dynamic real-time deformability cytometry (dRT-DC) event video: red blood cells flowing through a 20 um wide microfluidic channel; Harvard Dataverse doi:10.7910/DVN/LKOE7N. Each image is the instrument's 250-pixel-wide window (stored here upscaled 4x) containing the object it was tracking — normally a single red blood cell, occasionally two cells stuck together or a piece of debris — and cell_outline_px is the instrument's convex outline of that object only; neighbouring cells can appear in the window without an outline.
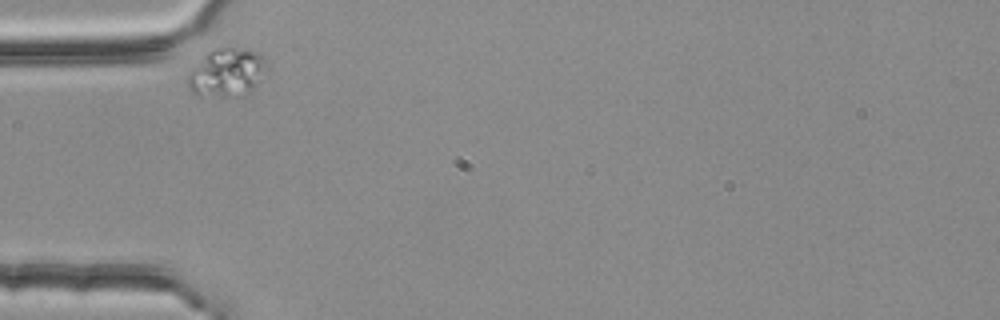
{"species": "common noctule bat (a hibernating species)", "species_latin": "Nyctalus noctula", "temperature_condition": "room temperature", "stored_images_in_passage": 5, "camera_frame_rate_fps": 3000, "um_per_image_px": 0.085, "animal": {"sex": "female", "body_mass_g": 25.1}, "frame": {"image": 1, "passage_image": 1, "time_ms": 0.0, "image_size_px": [1000, 320], "cell_outline_px": [[268, 68], [252, 96], [200, 96], [192, 92], [188, 88], [188, 76], [192, 68], [208, 52], [216, 48], [232, 48], [256, 52], [260, 56]], "centroid_in_image_um": [19.31, 6.23], "position_along_channel_um": 65.7, "area_um2": 22.31}}
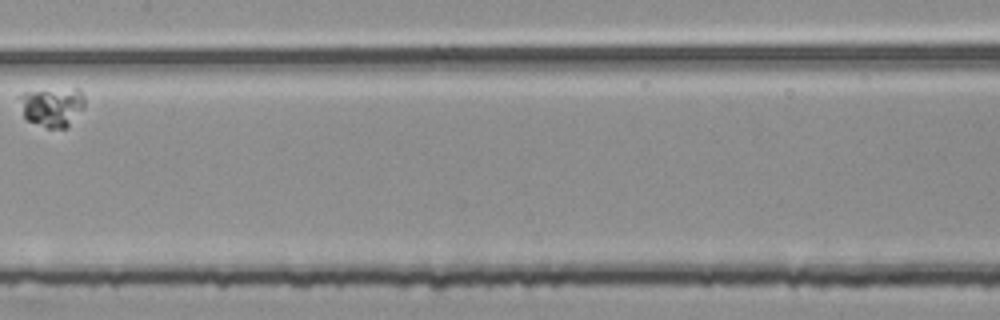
{"frame": {"image": 2, "passage_image": 4, "time_ms": 1.0, "image_size_px": [1000, 320], "cell_outline_px": [[84, 108], [64, 128], [48, 128], [24, 120], [16, 96], [24, 92], [76, 88], [80, 88], [84, 96]], "centroid_in_image_um": [4.37, 9.07], "position_along_channel_um": 203.0, "area_um2": 15.14}}
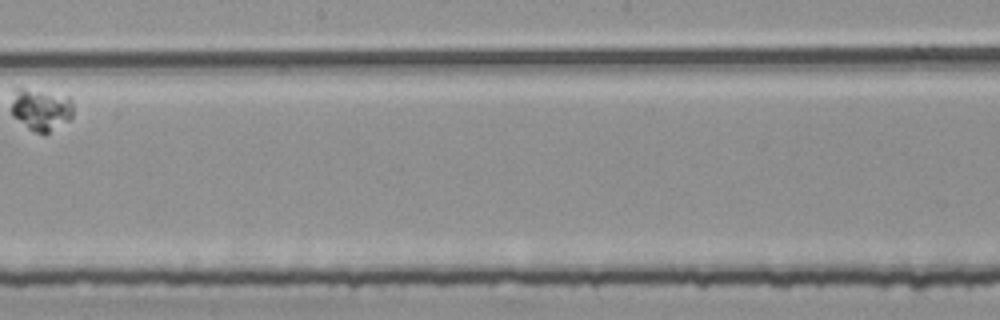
{"frame": {"image": 3, "passage_image": 5, "time_ms": 1.333, "image_size_px": [1000, 320], "cell_outline_px": [[72, 116], [68, 120], [44, 136], [28, 128], [12, 116], [12, 88], [24, 88], [68, 96], [72, 100]], "centroid_in_image_um": [3.45, 9.31], "position_along_channel_um": 244.7, "area_um2": 15.26}}